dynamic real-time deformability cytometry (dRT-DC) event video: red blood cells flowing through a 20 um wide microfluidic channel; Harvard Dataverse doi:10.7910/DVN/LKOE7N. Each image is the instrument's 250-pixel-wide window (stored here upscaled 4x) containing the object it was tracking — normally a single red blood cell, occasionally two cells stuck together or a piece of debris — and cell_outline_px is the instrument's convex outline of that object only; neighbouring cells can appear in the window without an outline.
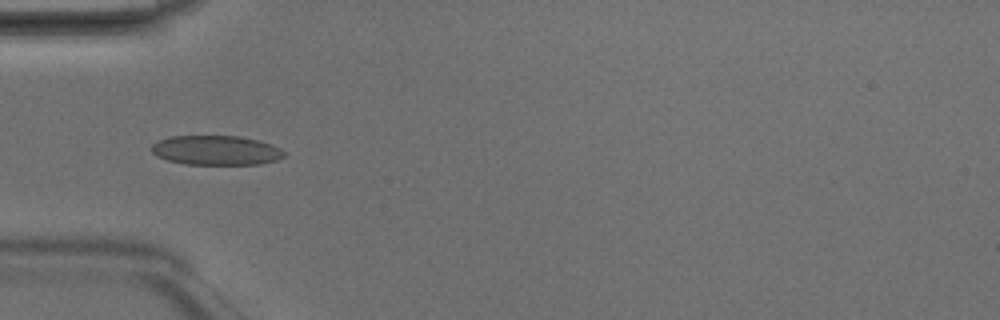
{"species": "Egyptian fruit bat (a non-hibernating species)", "species_latin": "Rousettus aegyptiacus", "temperature_condition": "room temperature", "stored_images_in_passage": 4, "camera_frame_rate_fps": 3000, "um_per_image_px": 0.085, "animal": {"sex": "male"}, "frame": {"image": 1, "passage_image": 4, "time_ms": 1.0, "image_size_px": [1000, 320], "cell_outline_px": [[284, 156], [276, 160], [260, 164], [184, 164], [168, 160], [156, 156], [152, 152], [152, 144], [160, 140], [172, 136], [240, 136], [272, 144], [280, 148], [284, 152]], "centroid_in_image_um": [18.36, 12.77], "position_along_channel_um": 66.6, "area_um2": 22.66}}